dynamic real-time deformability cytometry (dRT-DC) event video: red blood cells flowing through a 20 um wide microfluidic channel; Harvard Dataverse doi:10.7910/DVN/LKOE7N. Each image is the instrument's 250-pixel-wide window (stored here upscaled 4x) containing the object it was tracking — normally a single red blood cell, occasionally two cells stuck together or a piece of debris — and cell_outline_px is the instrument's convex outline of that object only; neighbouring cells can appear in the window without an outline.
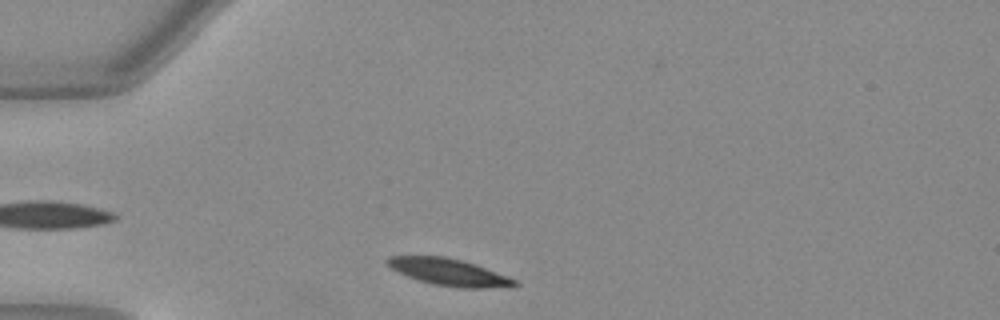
{"species": "Egyptian fruit bat (a non-hibernating species)", "species_latin": "Rousettus aegyptiacus", "temperature_condition": "warm", "stored_images_in_passage": 35, "camera_frame_rate_fps": 3000, "um_per_image_px": 0.085, "animal": {"sex": "female"}, "frame": {"image": 1, "passage_image": 2, "time_ms": 0.333, "image_size_px": [1000, 320], "cell_outline_px": [[520, 284], [484, 288], [460, 288], [432, 284], [408, 276], [392, 268], [384, 260], [388, 256], [444, 256], [460, 260], [508, 276], [516, 280]], "centroid_in_image_um": [38.12, 23.12], "position_along_channel_um": 46.9, "area_um2": 19.42}}
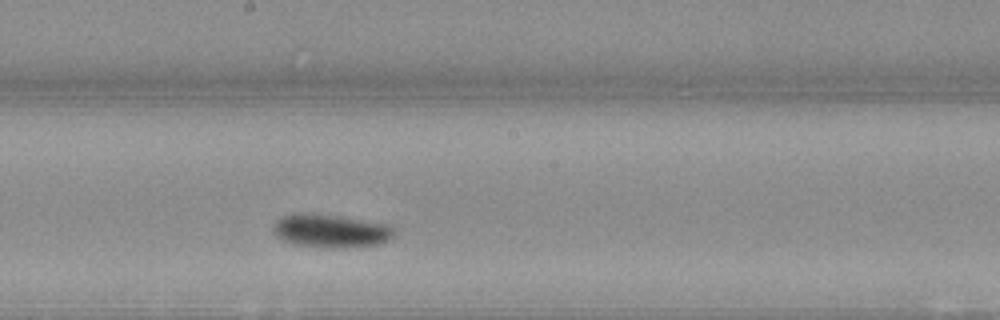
{"frame": {"image": 2, "passage_image": 17, "time_ms": 5.333, "image_size_px": [1000, 320], "cell_outline_px": [[392, 236], [388, 240], [376, 244], [328, 248], [292, 244], [276, 236], [276, 220], [284, 216], [296, 212], [332, 216], [384, 224], [392, 228]], "centroid_in_image_um": [28.04, 19.63], "position_along_channel_um": 220.2, "area_um2": 22.37}}
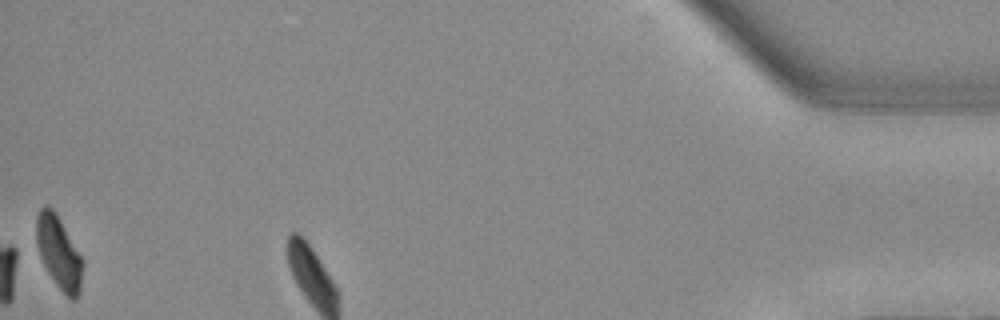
{"frame": {"image": 3, "passage_image": 35, "time_ms": 11.333, "image_size_px": [1000, 320], "cell_outline_px": [[84, 264], [80, 288], [76, 296], [72, 300], [56, 284], [48, 272], [44, 264], [36, 240], [36, 216], [40, 208], [52, 208], [84, 260]], "centroid_in_image_um": [5.01, 21.47], "position_along_channel_um": 430.2, "area_um2": 18.9}, "authors_computed_cell_mechanics": {"area_um2": 20.9236, "velocity_mm_per_s": 3.9528, "shape_relaxation_time_tau1_ms": 2.7991, "shape_relaxation_time_tau2_ms": null, "deformation_change_tau1": 0.1014, "deformation_change_tau2": null}}